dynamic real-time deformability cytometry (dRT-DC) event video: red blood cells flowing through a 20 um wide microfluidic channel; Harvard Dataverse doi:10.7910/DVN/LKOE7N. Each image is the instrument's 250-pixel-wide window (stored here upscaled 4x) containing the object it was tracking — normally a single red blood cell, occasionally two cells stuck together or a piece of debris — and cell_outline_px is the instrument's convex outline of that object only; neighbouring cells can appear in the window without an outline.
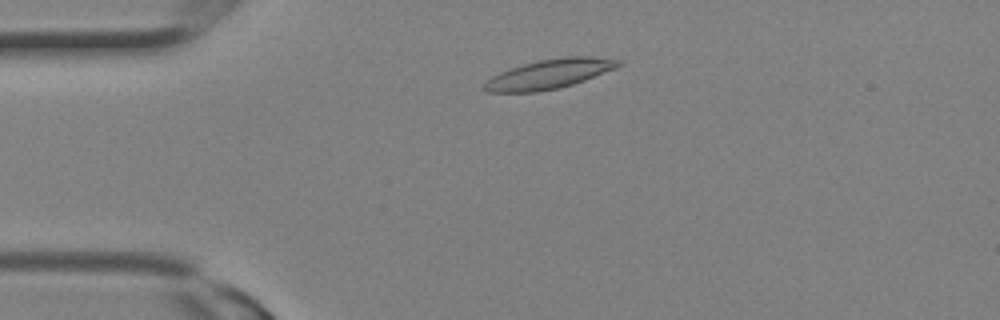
{"species": "Egyptian fruit bat (a non-hibernating species)", "species_latin": "Rousettus aegyptiacus", "temperature_condition": "room temperature", "stored_images_in_passage": 8, "camera_frame_rate_fps": 3000, "um_per_image_px": 0.085, "animal": {"sex": "female"}, "frame": {"image": 1, "passage_image": 4, "time_ms": 1.0, "image_size_px": [1000, 320], "cell_outline_px": [[620, 64], [616, 68], [584, 80], [560, 88], [536, 92], [488, 92], [480, 88], [492, 76], [500, 72], [524, 64], [540, 60], [564, 56], [588, 56], [620, 60]], "centroid_in_image_um": [46.66, 6.3], "position_along_channel_um": 38.3, "area_um2": 22.77}}
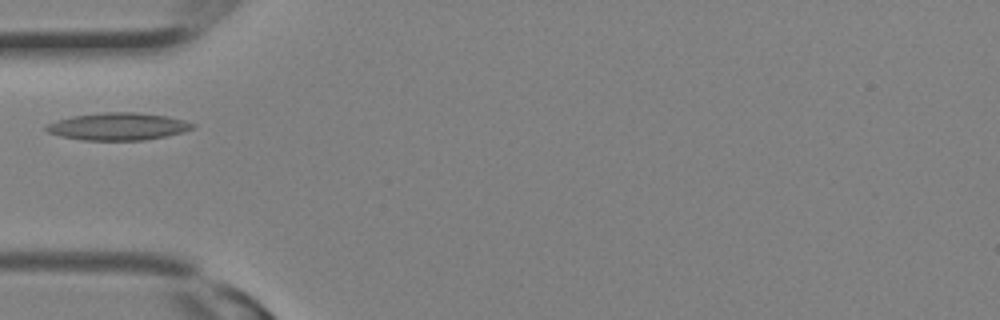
{"frame": {"image": 2, "passage_image": 7, "time_ms": 2.0, "image_size_px": [1000, 320], "cell_outline_px": [[196, 124], [192, 128], [180, 132], [164, 136], [144, 140], [84, 140], [60, 136], [48, 132], [44, 128], [48, 124], [56, 120], [72, 116], [104, 112], [136, 112], [168, 116], [184, 120]], "centroid_in_image_um": [10.01, 10.74], "position_along_channel_um": 75.0, "area_um2": 23.18}}